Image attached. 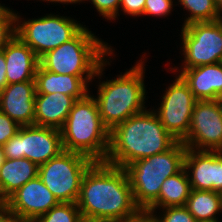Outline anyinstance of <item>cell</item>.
<instances>
[{
    "label": "cell",
    "instance_id": "34",
    "mask_svg": "<svg viewBox=\"0 0 222 222\" xmlns=\"http://www.w3.org/2000/svg\"><path fill=\"white\" fill-rule=\"evenodd\" d=\"M42 1H50V2H54V3H56V2H61V3H63V4H65V3H71V4H73V3H78V2H81V0H42Z\"/></svg>",
    "mask_w": 222,
    "mask_h": 222
},
{
    "label": "cell",
    "instance_id": "37",
    "mask_svg": "<svg viewBox=\"0 0 222 222\" xmlns=\"http://www.w3.org/2000/svg\"><path fill=\"white\" fill-rule=\"evenodd\" d=\"M6 157L5 154L3 152V148L0 147V167L2 166L3 162L5 161Z\"/></svg>",
    "mask_w": 222,
    "mask_h": 222
},
{
    "label": "cell",
    "instance_id": "27",
    "mask_svg": "<svg viewBox=\"0 0 222 222\" xmlns=\"http://www.w3.org/2000/svg\"><path fill=\"white\" fill-rule=\"evenodd\" d=\"M173 0H145L143 15L167 16L172 11Z\"/></svg>",
    "mask_w": 222,
    "mask_h": 222
},
{
    "label": "cell",
    "instance_id": "11",
    "mask_svg": "<svg viewBox=\"0 0 222 222\" xmlns=\"http://www.w3.org/2000/svg\"><path fill=\"white\" fill-rule=\"evenodd\" d=\"M175 78L166 87L160 107L154 112L165 129L175 139L182 141L189 132L192 111L198 100L179 75Z\"/></svg>",
    "mask_w": 222,
    "mask_h": 222
},
{
    "label": "cell",
    "instance_id": "7",
    "mask_svg": "<svg viewBox=\"0 0 222 222\" xmlns=\"http://www.w3.org/2000/svg\"><path fill=\"white\" fill-rule=\"evenodd\" d=\"M93 163L83 154L64 150L40 165L38 176L59 203H77L83 175Z\"/></svg>",
    "mask_w": 222,
    "mask_h": 222
},
{
    "label": "cell",
    "instance_id": "9",
    "mask_svg": "<svg viewBox=\"0 0 222 222\" xmlns=\"http://www.w3.org/2000/svg\"><path fill=\"white\" fill-rule=\"evenodd\" d=\"M2 148L7 159L26 158L38 166L64 151L59 129L37 125L20 126Z\"/></svg>",
    "mask_w": 222,
    "mask_h": 222
},
{
    "label": "cell",
    "instance_id": "4",
    "mask_svg": "<svg viewBox=\"0 0 222 222\" xmlns=\"http://www.w3.org/2000/svg\"><path fill=\"white\" fill-rule=\"evenodd\" d=\"M60 131L65 151L83 154L94 162H104L107 158L110 131L101 120L94 96L89 93L74 102Z\"/></svg>",
    "mask_w": 222,
    "mask_h": 222
},
{
    "label": "cell",
    "instance_id": "19",
    "mask_svg": "<svg viewBox=\"0 0 222 222\" xmlns=\"http://www.w3.org/2000/svg\"><path fill=\"white\" fill-rule=\"evenodd\" d=\"M76 100L60 92L35 94L34 125L61 129Z\"/></svg>",
    "mask_w": 222,
    "mask_h": 222
},
{
    "label": "cell",
    "instance_id": "23",
    "mask_svg": "<svg viewBox=\"0 0 222 222\" xmlns=\"http://www.w3.org/2000/svg\"><path fill=\"white\" fill-rule=\"evenodd\" d=\"M191 13L183 27L195 22H211L222 18L214 0H178Z\"/></svg>",
    "mask_w": 222,
    "mask_h": 222
},
{
    "label": "cell",
    "instance_id": "24",
    "mask_svg": "<svg viewBox=\"0 0 222 222\" xmlns=\"http://www.w3.org/2000/svg\"><path fill=\"white\" fill-rule=\"evenodd\" d=\"M34 222H84L77 203H58Z\"/></svg>",
    "mask_w": 222,
    "mask_h": 222
},
{
    "label": "cell",
    "instance_id": "25",
    "mask_svg": "<svg viewBox=\"0 0 222 222\" xmlns=\"http://www.w3.org/2000/svg\"><path fill=\"white\" fill-rule=\"evenodd\" d=\"M16 13L0 4V51L15 36Z\"/></svg>",
    "mask_w": 222,
    "mask_h": 222
},
{
    "label": "cell",
    "instance_id": "22",
    "mask_svg": "<svg viewBox=\"0 0 222 222\" xmlns=\"http://www.w3.org/2000/svg\"><path fill=\"white\" fill-rule=\"evenodd\" d=\"M185 207L196 221L218 219L216 214L222 212V194L192 189Z\"/></svg>",
    "mask_w": 222,
    "mask_h": 222
},
{
    "label": "cell",
    "instance_id": "15",
    "mask_svg": "<svg viewBox=\"0 0 222 222\" xmlns=\"http://www.w3.org/2000/svg\"><path fill=\"white\" fill-rule=\"evenodd\" d=\"M35 81L7 84L0 91V111L20 126L34 125Z\"/></svg>",
    "mask_w": 222,
    "mask_h": 222
},
{
    "label": "cell",
    "instance_id": "36",
    "mask_svg": "<svg viewBox=\"0 0 222 222\" xmlns=\"http://www.w3.org/2000/svg\"><path fill=\"white\" fill-rule=\"evenodd\" d=\"M219 13L222 15V0H214Z\"/></svg>",
    "mask_w": 222,
    "mask_h": 222
},
{
    "label": "cell",
    "instance_id": "40",
    "mask_svg": "<svg viewBox=\"0 0 222 222\" xmlns=\"http://www.w3.org/2000/svg\"><path fill=\"white\" fill-rule=\"evenodd\" d=\"M87 222H122V221L101 220V221H87Z\"/></svg>",
    "mask_w": 222,
    "mask_h": 222
},
{
    "label": "cell",
    "instance_id": "13",
    "mask_svg": "<svg viewBox=\"0 0 222 222\" xmlns=\"http://www.w3.org/2000/svg\"><path fill=\"white\" fill-rule=\"evenodd\" d=\"M184 169L192 189L222 194V151L187 148Z\"/></svg>",
    "mask_w": 222,
    "mask_h": 222
},
{
    "label": "cell",
    "instance_id": "33",
    "mask_svg": "<svg viewBox=\"0 0 222 222\" xmlns=\"http://www.w3.org/2000/svg\"><path fill=\"white\" fill-rule=\"evenodd\" d=\"M13 217L14 215L4 204L0 206V222H9Z\"/></svg>",
    "mask_w": 222,
    "mask_h": 222
},
{
    "label": "cell",
    "instance_id": "17",
    "mask_svg": "<svg viewBox=\"0 0 222 222\" xmlns=\"http://www.w3.org/2000/svg\"><path fill=\"white\" fill-rule=\"evenodd\" d=\"M197 100H217L222 93V62L179 71Z\"/></svg>",
    "mask_w": 222,
    "mask_h": 222
},
{
    "label": "cell",
    "instance_id": "6",
    "mask_svg": "<svg viewBox=\"0 0 222 222\" xmlns=\"http://www.w3.org/2000/svg\"><path fill=\"white\" fill-rule=\"evenodd\" d=\"M186 146L177 141L169 150L132 162L128 174L135 204L147 210L158 198L163 182L184 168Z\"/></svg>",
    "mask_w": 222,
    "mask_h": 222
},
{
    "label": "cell",
    "instance_id": "28",
    "mask_svg": "<svg viewBox=\"0 0 222 222\" xmlns=\"http://www.w3.org/2000/svg\"><path fill=\"white\" fill-rule=\"evenodd\" d=\"M85 1V0H81ZM97 12L107 20H115L120 9L121 0H90Z\"/></svg>",
    "mask_w": 222,
    "mask_h": 222
},
{
    "label": "cell",
    "instance_id": "10",
    "mask_svg": "<svg viewBox=\"0 0 222 222\" xmlns=\"http://www.w3.org/2000/svg\"><path fill=\"white\" fill-rule=\"evenodd\" d=\"M182 69L222 62V18L182 27Z\"/></svg>",
    "mask_w": 222,
    "mask_h": 222
},
{
    "label": "cell",
    "instance_id": "2",
    "mask_svg": "<svg viewBox=\"0 0 222 222\" xmlns=\"http://www.w3.org/2000/svg\"><path fill=\"white\" fill-rule=\"evenodd\" d=\"M177 141L162 125L154 110L146 109L110 131L104 162L125 168L134 161L169 150Z\"/></svg>",
    "mask_w": 222,
    "mask_h": 222
},
{
    "label": "cell",
    "instance_id": "31",
    "mask_svg": "<svg viewBox=\"0 0 222 222\" xmlns=\"http://www.w3.org/2000/svg\"><path fill=\"white\" fill-rule=\"evenodd\" d=\"M122 222H157V220L152 212L140 210L135 216L127 218Z\"/></svg>",
    "mask_w": 222,
    "mask_h": 222
},
{
    "label": "cell",
    "instance_id": "5",
    "mask_svg": "<svg viewBox=\"0 0 222 222\" xmlns=\"http://www.w3.org/2000/svg\"><path fill=\"white\" fill-rule=\"evenodd\" d=\"M144 61L112 80L98 85L95 98L101 120L104 126L111 131L123 123L130 116L146 110V89L144 85Z\"/></svg>",
    "mask_w": 222,
    "mask_h": 222
},
{
    "label": "cell",
    "instance_id": "20",
    "mask_svg": "<svg viewBox=\"0 0 222 222\" xmlns=\"http://www.w3.org/2000/svg\"><path fill=\"white\" fill-rule=\"evenodd\" d=\"M39 166L29 159H5L0 167V200L4 202L17 189L38 176Z\"/></svg>",
    "mask_w": 222,
    "mask_h": 222
},
{
    "label": "cell",
    "instance_id": "3",
    "mask_svg": "<svg viewBox=\"0 0 222 222\" xmlns=\"http://www.w3.org/2000/svg\"><path fill=\"white\" fill-rule=\"evenodd\" d=\"M112 48L84 27L73 39L46 52L39 58V66L57 74L101 79L107 66L105 56Z\"/></svg>",
    "mask_w": 222,
    "mask_h": 222
},
{
    "label": "cell",
    "instance_id": "30",
    "mask_svg": "<svg viewBox=\"0 0 222 222\" xmlns=\"http://www.w3.org/2000/svg\"><path fill=\"white\" fill-rule=\"evenodd\" d=\"M120 8L127 15L142 16L145 8V0H121Z\"/></svg>",
    "mask_w": 222,
    "mask_h": 222
},
{
    "label": "cell",
    "instance_id": "16",
    "mask_svg": "<svg viewBox=\"0 0 222 222\" xmlns=\"http://www.w3.org/2000/svg\"><path fill=\"white\" fill-rule=\"evenodd\" d=\"M3 52L7 84L35 81L39 58L17 35L8 42Z\"/></svg>",
    "mask_w": 222,
    "mask_h": 222
},
{
    "label": "cell",
    "instance_id": "12",
    "mask_svg": "<svg viewBox=\"0 0 222 222\" xmlns=\"http://www.w3.org/2000/svg\"><path fill=\"white\" fill-rule=\"evenodd\" d=\"M194 150L222 151V113L217 100H198L190 128L181 141Z\"/></svg>",
    "mask_w": 222,
    "mask_h": 222
},
{
    "label": "cell",
    "instance_id": "29",
    "mask_svg": "<svg viewBox=\"0 0 222 222\" xmlns=\"http://www.w3.org/2000/svg\"><path fill=\"white\" fill-rule=\"evenodd\" d=\"M19 128L20 125L0 111V147L17 134Z\"/></svg>",
    "mask_w": 222,
    "mask_h": 222
},
{
    "label": "cell",
    "instance_id": "26",
    "mask_svg": "<svg viewBox=\"0 0 222 222\" xmlns=\"http://www.w3.org/2000/svg\"><path fill=\"white\" fill-rule=\"evenodd\" d=\"M163 215L157 216L152 212L157 222H197L193 215L188 211L185 206L165 207Z\"/></svg>",
    "mask_w": 222,
    "mask_h": 222
},
{
    "label": "cell",
    "instance_id": "18",
    "mask_svg": "<svg viewBox=\"0 0 222 222\" xmlns=\"http://www.w3.org/2000/svg\"><path fill=\"white\" fill-rule=\"evenodd\" d=\"M94 77H78L67 74H57L37 67L35 75L36 94H51L60 92L72 96L75 100L84 98L90 91L88 87Z\"/></svg>",
    "mask_w": 222,
    "mask_h": 222
},
{
    "label": "cell",
    "instance_id": "14",
    "mask_svg": "<svg viewBox=\"0 0 222 222\" xmlns=\"http://www.w3.org/2000/svg\"><path fill=\"white\" fill-rule=\"evenodd\" d=\"M58 203L39 176L29 180L3 202L15 217L29 220L42 216Z\"/></svg>",
    "mask_w": 222,
    "mask_h": 222
},
{
    "label": "cell",
    "instance_id": "32",
    "mask_svg": "<svg viewBox=\"0 0 222 222\" xmlns=\"http://www.w3.org/2000/svg\"><path fill=\"white\" fill-rule=\"evenodd\" d=\"M7 85L6 80V60L3 50L0 51V91Z\"/></svg>",
    "mask_w": 222,
    "mask_h": 222
},
{
    "label": "cell",
    "instance_id": "39",
    "mask_svg": "<svg viewBox=\"0 0 222 222\" xmlns=\"http://www.w3.org/2000/svg\"><path fill=\"white\" fill-rule=\"evenodd\" d=\"M197 222H220L218 219H209V220H202Z\"/></svg>",
    "mask_w": 222,
    "mask_h": 222
},
{
    "label": "cell",
    "instance_id": "8",
    "mask_svg": "<svg viewBox=\"0 0 222 222\" xmlns=\"http://www.w3.org/2000/svg\"><path fill=\"white\" fill-rule=\"evenodd\" d=\"M19 19L20 16L16 14L15 35L28 45L38 58L70 41L84 28L70 17L54 14L23 22Z\"/></svg>",
    "mask_w": 222,
    "mask_h": 222
},
{
    "label": "cell",
    "instance_id": "1",
    "mask_svg": "<svg viewBox=\"0 0 222 222\" xmlns=\"http://www.w3.org/2000/svg\"><path fill=\"white\" fill-rule=\"evenodd\" d=\"M77 205L84 222L124 221L141 210L126 170L105 162H94L83 175Z\"/></svg>",
    "mask_w": 222,
    "mask_h": 222
},
{
    "label": "cell",
    "instance_id": "38",
    "mask_svg": "<svg viewBox=\"0 0 222 222\" xmlns=\"http://www.w3.org/2000/svg\"><path fill=\"white\" fill-rule=\"evenodd\" d=\"M217 103L219 104L222 113V93L218 95Z\"/></svg>",
    "mask_w": 222,
    "mask_h": 222
},
{
    "label": "cell",
    "instance_id": "21",
    "mask_svg": "<svg viewBox=\"0 0 222 222\" xmlns=\"http://www.w3.org/2000/svg\"><path fill=\"white\" fill-rule=\"evenodd\" d=\"M191 184L186 170L168 177L162 184L159 198L147 209L156 212L157 208L185 206L191 193Z\"/></svg>",
    "mask_w": 222,
    "mask_h": 222
},
{
    "label": "cell",
    "instance_id": "35",
    "mask_svg": "<svg viewBox=\"0 0 222 222\" xmlns=\"http://www.w3.org/2000/svg\"><path fill=\"white\" fill-rule=\"evenodd\" d=\"M9 222H34V220H29V219L14 216Z\"/></svg>",
    "mask_w": 222,
    "mask_h": 222
}]
</instances>
